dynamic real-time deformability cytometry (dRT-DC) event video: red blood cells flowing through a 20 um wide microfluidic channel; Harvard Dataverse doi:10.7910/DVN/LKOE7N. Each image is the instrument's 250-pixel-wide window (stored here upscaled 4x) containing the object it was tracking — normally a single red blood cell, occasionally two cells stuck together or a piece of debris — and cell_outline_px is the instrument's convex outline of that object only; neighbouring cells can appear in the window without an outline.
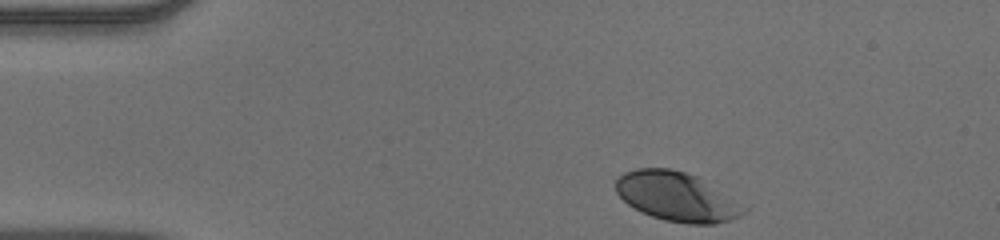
{"species": "human", "species_latin": "Homo sapiens", "temperature_condition": "warm", "stored_images_in_passage": 31, "camera_frame_rate_fps": 3000, "um_per_image_px": 0.085, "donor": {"sex": "male"}, "frame": {"image": 1, "passage_image": 1, "time_ms": 0.0, "image_size_px": [1000, 240], "cell_outline_px": [[752, 204], [740, 216], [716, 224], [688, 224], [664, 220], [652, 216], [628, 204], [616, 192], [616, 176], [624, 172], [636, 168], [672, 168], [696, 176]], "centroid_in_image_um": [57.64, 16.71], "position_along_channel_um": 27.4, "area_um2": 37.45}}
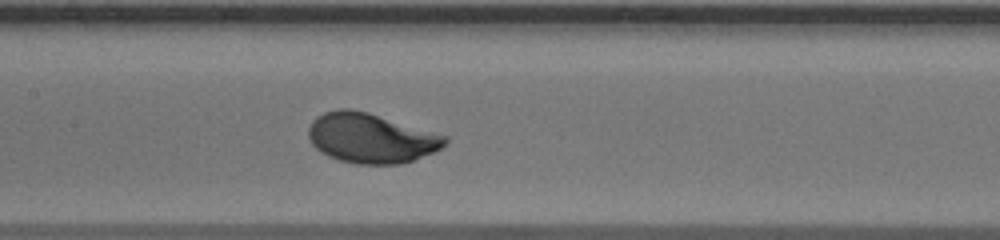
{"frame": {"image": 2, "passage_image": 18, "time_ms": 5.667, "image_size_px": [1000, 240], "cell_outline_px": [[448, 140], [440, 148], [432, 152], [412, 160], [400, 164], [356, 164], [340, 160], [328, 156], [320, 152], [312, 144], [308, 136], [308, 128], [312, 120], [316, 116], [324, 112], [340, 108], [348, 108], [368, 112], [448, 136]], "centroid_in_image_um": [31.49, 11.73], "position_along_channel_um": 175.9, "area_um2": 39.54}}
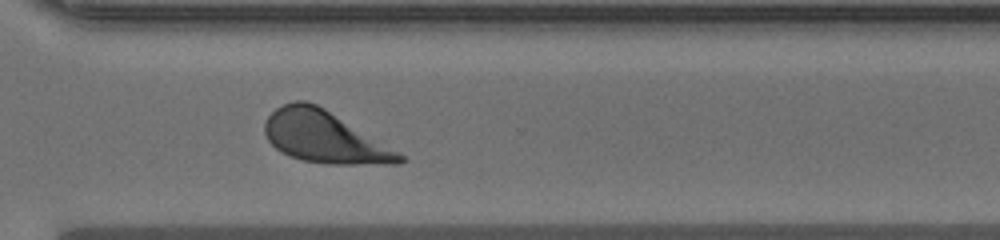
{"frame": {"image": 3, "passage_image": 31, "time_ms": 10.0, "image_size_px": [1000, 240], "cell_outline_px": [[404, 160], [400, 164], [328, 164], [304, 160], [288, 156], [276, 148], [268, 140], [264, 132], [264, 124], [268, 116], [276, 108], [284, 104], [296, 100], [308, 100], [324, 108], [400, 152], [404, 156]], "centroid_in_image_um": [27.57, 11.65], "position_along_channel_um": 343.0, "area_um2": 40.34}}